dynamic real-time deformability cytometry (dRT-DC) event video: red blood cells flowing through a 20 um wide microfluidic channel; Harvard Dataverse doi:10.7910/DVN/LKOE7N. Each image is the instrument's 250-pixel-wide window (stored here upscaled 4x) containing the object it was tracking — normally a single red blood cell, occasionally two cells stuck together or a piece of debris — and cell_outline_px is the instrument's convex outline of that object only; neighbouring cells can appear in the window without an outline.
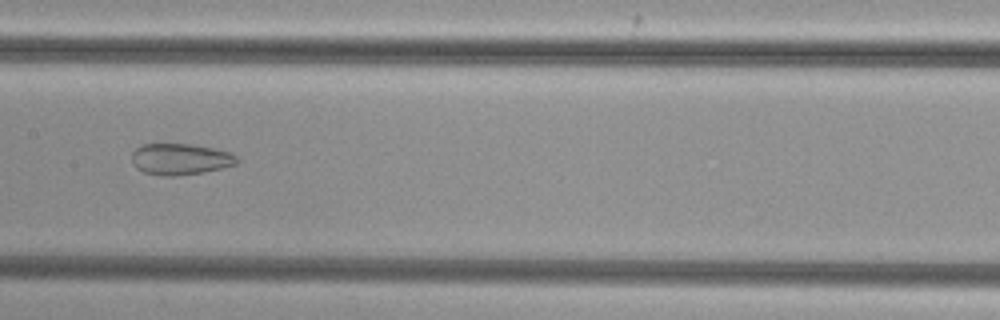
{"species": "common noctule bat (a hibernating species)", "species_latin": "Nyctalus noctula", "temperature_condition": "cold", "stored_images_in_passage": 40, "camera_frame_rate_fps": 3000, "um_per_image_px": 0.085, "animal": {"sex": "female", "body_mass_g": 29.2, "forearm_length_mm": 56.3}, "frame": {"image": 1, "passage_image": 15, "time_ms": 4.667, "image_size_px": [1000, 320], "cell_outline_px": [[240, 160], [236, 164], [204, 172], [176, 176], [160, 176], [144, 172], [136, 168], [132, 164], [132, 152], [136, 148], [144, 144], [192, 144], [232, 152]], "centroid_in_image_um": [15.32, 13.53], "position_along_channel_um": 192.1, "area_um2": 19.31}}
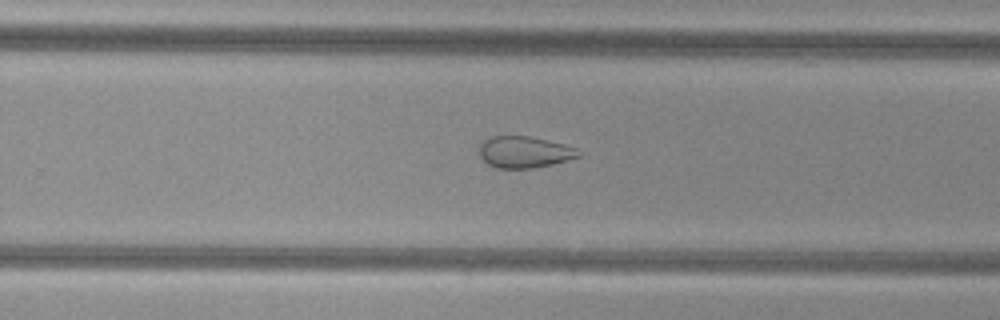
{"frame": {"image": 2, "passage_image": 22, "time_ms": 7.0, "image_size_px": [1000, 320], "cell_outline_px": [[584, 152], [580, 156], [568, 160], [552, 164], [532, 168], [496, 168], [488, 164], [480, 156], [480, 144], [488, 136], [528, 136], [564, 144], [576, 148]], "centroid_in_image_um": [44.59, 12.92], "position_along_channel_um": 285.2, "area_um2": 18.26}}
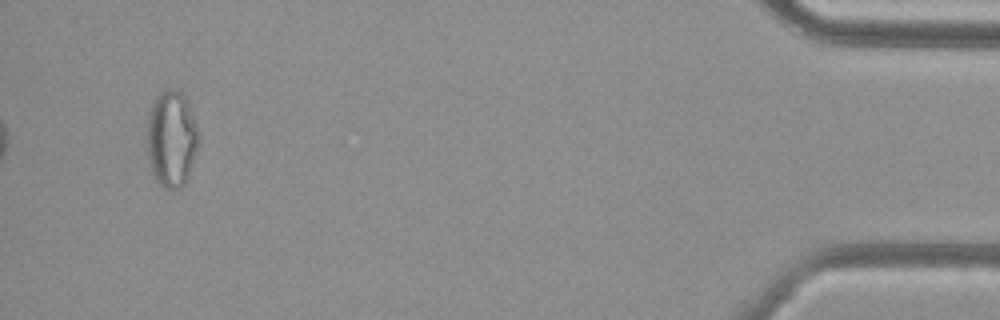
{"frame": {"image": 3, "passage_image": 38, "time_ms": 12.333, "image_size_px": [1000, 320], "cell_outline_px": [[200, 140], [188, 176], [184, 184], [180, 188], [164, 188], [156, 180], [152, 172], [148, 156], [148, 116], [152, 104], [156, 96], [160, 92], [168, 88], [172, 88], [180, 92], [184, 96], [200, 132]], "centroid_in_image_um": [14.6, 11.79], "position_along_channel_um": 420.6, "area_um2": 28.84}}